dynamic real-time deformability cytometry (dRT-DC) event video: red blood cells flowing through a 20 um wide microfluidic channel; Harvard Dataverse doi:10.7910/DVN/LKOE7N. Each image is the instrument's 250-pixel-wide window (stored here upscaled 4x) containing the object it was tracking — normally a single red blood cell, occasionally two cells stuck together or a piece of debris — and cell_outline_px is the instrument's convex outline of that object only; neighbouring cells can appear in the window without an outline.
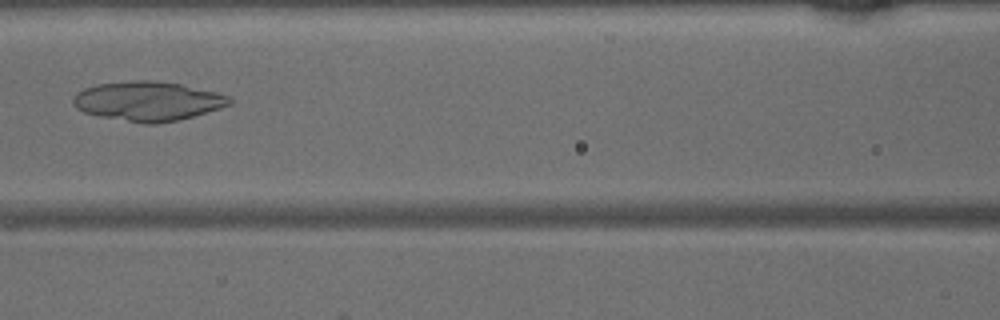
{"species": "common noctule bat (a hibernating species)", "species_latin": "Nyctalus noctula", "temperature_condition": "warm", "stored_images_in_passage": 39, "camera_frame_rate_fps": 3000, "um_per_image_px": 0.085, "animal": {"sex": "male", "body_mass_g": 15.6}, "frame": {"image": 1, "passage_image": 13, "time_ms": 4.0, "image_size_px": [1000, 320], "cell_outline_px": [[232, 104], [220, 108], [180, 120], [156, 124], [144, 124], [84, 112], [76, 108], [72, 104], [72, 100], [76, 92], [84, 88], [96, 84], [132, 80], [156, 80], [180, 84], [216, 92], [232, 96]], "centroid_in_image_um": [12.59, 8.59], "position_along_channel_um": 154.0, "area_um2": 36.01}}
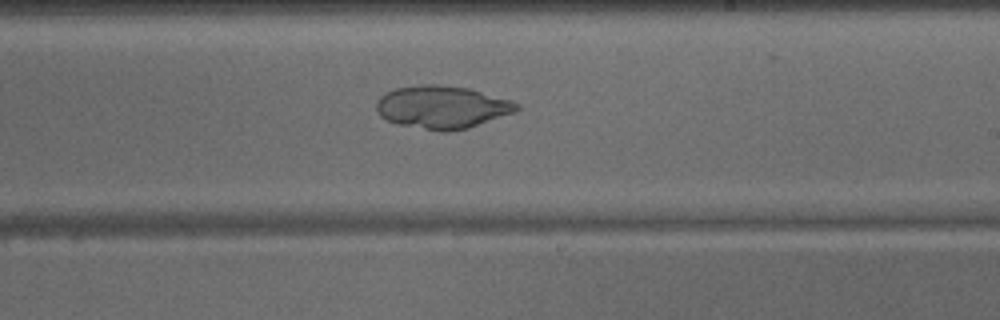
{"frame": {"image": 2, "passage_image": 20, "time_ms": 6.333, "image_size_px": [1000, 320], "cell_outline_px": [[520, 108], [516, 112], [468, 128], [448, 132], [440, 132], [396, 124], [384, 120], [376, 112], [376, 100], [384, 92], [396, 88], [420, 84], [436, 84], [468, 88], [512, 100], [520, 104]], "centroid_in_image_um": [37.55, 9.11], "position_along_channel_um": 251.5, "area_um2": 35.55}}
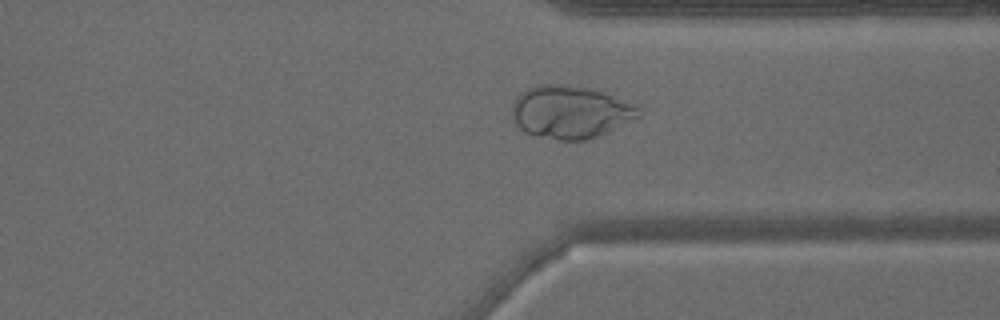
{"frame": {"image": 3, "passage_image": 28, "time_ms": 9.0, "image_size_px": [1000, 320], "cell_outline_px": [[640, 116], [608, 132], [584, 140], [560, 140], [532, 136], [524, 132], [516, 124], [512, 116], [512, 104], [516, 96], [520, 92], [528, 88], [540, 84], [560, 84], [588, 88], [604, 92], [636, 104], [640, 112]], "centroid_in_image_um": [48.45, 9.52], "position_along_channel_um": 363.0, "area_um2": 39.07}}